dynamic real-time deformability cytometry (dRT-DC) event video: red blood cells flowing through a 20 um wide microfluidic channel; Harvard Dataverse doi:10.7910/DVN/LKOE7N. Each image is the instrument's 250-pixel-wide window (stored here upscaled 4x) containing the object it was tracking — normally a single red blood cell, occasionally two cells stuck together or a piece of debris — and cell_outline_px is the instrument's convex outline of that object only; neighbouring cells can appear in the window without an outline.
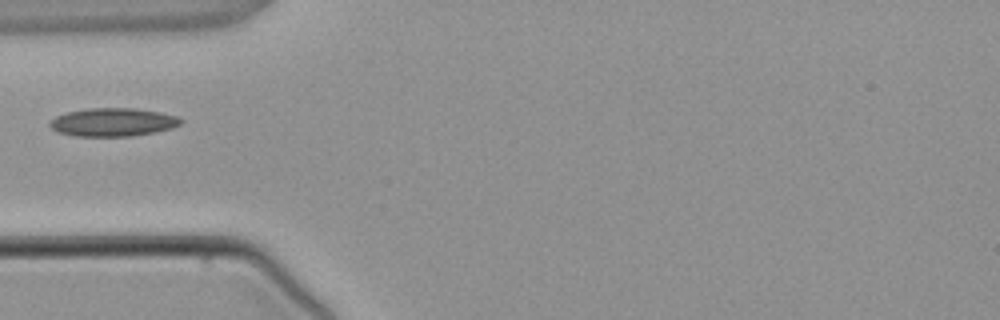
{"species": "common noctule bat (a hibernating species)", "species_latin": "Nyctalus noctula", "temperature_condition": "warm", "stored_images_in_passage": 4, "camera_frame_rate_fps": 3000, "um_per_image_px": 0.085, "animal": {"sex": "male", "body_mass_g": 21.5, "forearm_length_mm": 52.0}, "frame": {"image": 1, "passage_image": 4, "time_ms": 3.667, "image_size_px": [1000, 320], "cell_outline_px": [[184, 120], [180, 124], [172, 128], [132, 136], [76, 136], [60, 132], [52, 128], [48, 124], [56, 116], [68, 112], [88, 108], [136, 108], [160, 112], [176, 116]], "centroid_in_image_um": [9.62, 10.38], "position_along_channel_um": 75.4, "area_um2": 21.39}}